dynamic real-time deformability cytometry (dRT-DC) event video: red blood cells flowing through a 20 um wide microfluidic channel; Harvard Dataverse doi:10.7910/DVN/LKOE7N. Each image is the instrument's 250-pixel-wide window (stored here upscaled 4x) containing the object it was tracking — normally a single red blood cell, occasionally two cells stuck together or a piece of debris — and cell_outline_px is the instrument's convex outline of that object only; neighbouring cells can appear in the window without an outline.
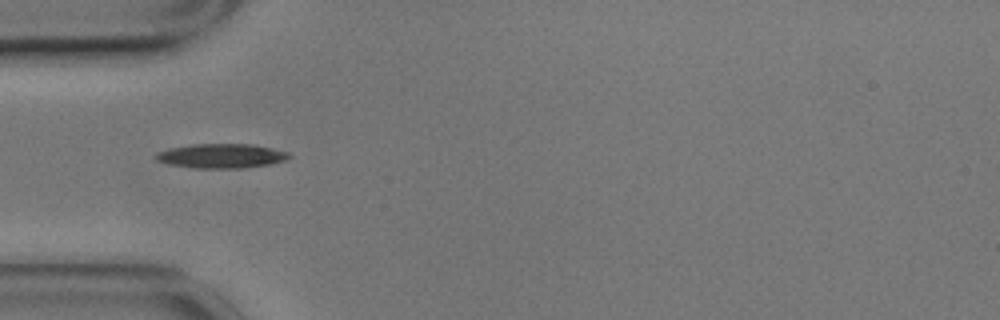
{"species": "common noctule bat (a hibernating species)", "species_latin": "Nyctalus noctula", "temperature_condition": "cold", "stored_images_in_passage": 40, "camera_frame_rate_fps": 3000, "um_per_image_px": 0.085, "animal": {"sex": "male", "body_mass_g": 17.9}, "frame": {"image": 1, "passage_image": 1, "time_ms": 0.0, "image_size_px": [1000, 320], "cell_outline_px": [[292, 156], [288, 160], [272, 164], [244, 168], [196, 168], [168, 164], [156, 160], [156, 152], [168, 148], [196, 144], [252, 144], [272, 148], [288, 152]], "centroid_in_image_um": [18.85, 13.25], "position_along_channel_um": 66.1, "area_um2": 19.07}}
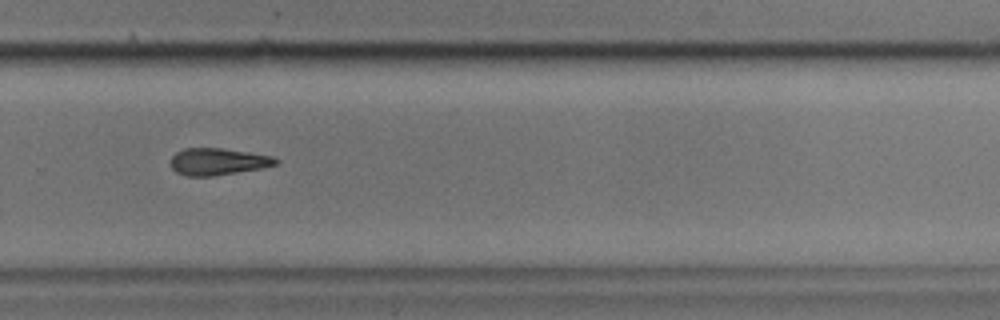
{"frame": {"image": 2, "passage_image": 22, "time_ms": 7.0, "image_size_px": [1000, 320], "cell_outline_px": [[280, 160], [276, 164], [264, 168], [212, 176], [188, 176], [176, 172], [172, 168], [172, 156], [176, 152], [184, 148], [224, 148], [276, 156]], "centroid_in_image_um": [18.58, 13.73], "position_along_channel_um": 311.2, "area_um2": 16.65}}
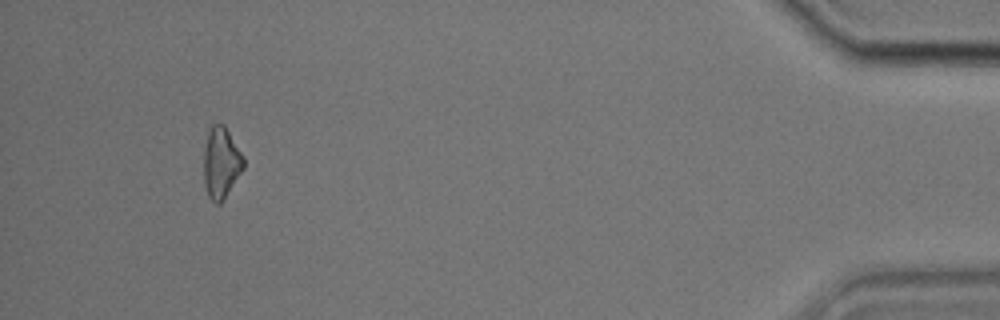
{"frame": {"image": 3, "passage_image": 37, "time_ms": 12.0, "image_size_px": [1000, 320], "cell_outline_px": [[244, 168], [224, 200], [220, 204], [216, 204], [208, 196], [204, 184], [204, 148], [208, 132], [212, 124], [224, 124], [244, 156]], "centroid_in_image_um": [18.8, 13.85], "position_along_channel_um": 416.4, "area_um2": 16.65}, "authors_computed_cell_mechanics": {"area_um2": 16.762, "velocity_mm_per_s": 3.5, "shape_relaxation_time_tau1_ms": 3.8789, "shape_relaxation_time_tau2_ms": null, "deformation_change_tau1": 0.1028, "deformation_change_tau2": null}}